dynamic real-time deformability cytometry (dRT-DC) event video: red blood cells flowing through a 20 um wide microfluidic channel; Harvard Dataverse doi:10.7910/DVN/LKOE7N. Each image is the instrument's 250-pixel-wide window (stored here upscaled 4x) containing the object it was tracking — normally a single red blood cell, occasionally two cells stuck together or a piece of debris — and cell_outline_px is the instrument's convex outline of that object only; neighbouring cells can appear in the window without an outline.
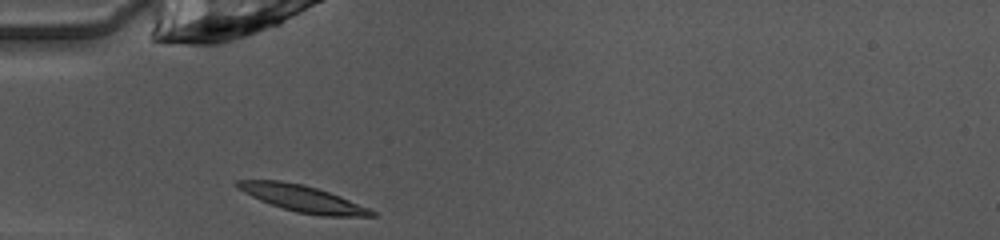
{"species": "common noctule bat (a hibernating species)", "species_latin": "Nyctalus noctula", "temperature_condition": "warm", "stored_images_in_passage": 35, "camera_frame_rate_fps": 3000, "um_per_image_px": 0.085, "animal": {"sex": "female", "body_mass_g": 10.0, "forearm_length_mm": 53.1}, "frame": {"image": 1, "passage_image": 1, "time_ms": 0.0, "image_size_px": [1000, 240], "cell_outline_px": [[376, 216], [320, 216], [296, 212], [260, 200], [236, 188], [236, 180], [280, 180], [304, 184], [340, 196], [368, 208], [376, 212]], "centroid_in_image_um": [25.71, 16.87], "position_along_channel_um": 59.3, "area_um2": 20.52}}
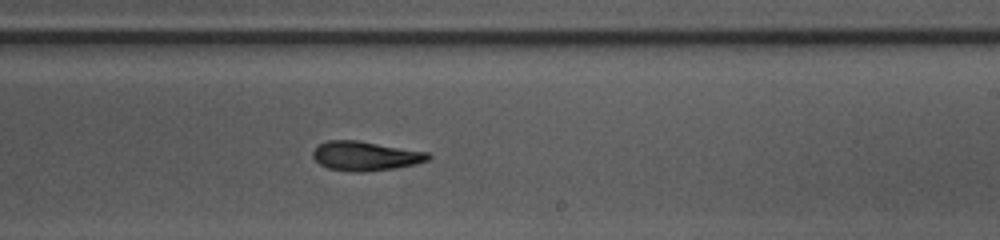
{"frame": {"image": 2, "passage_image": 16, "time_ms": 5.0, "image_size_px": [1000, 240], "cell_outline_px": [[432, 156], [428, 160], [416, 164], [396, 168], [364, 172], [352, 172], [328, 168], [320, 164], [312, 156], [312, 152], [320, 144], [328, 140], [360, 140], [428, 152]], "centroid_in_image_um": [31.08, 13.25], "position_along_channel_um": 257.9, "area_um2": 19.83}}
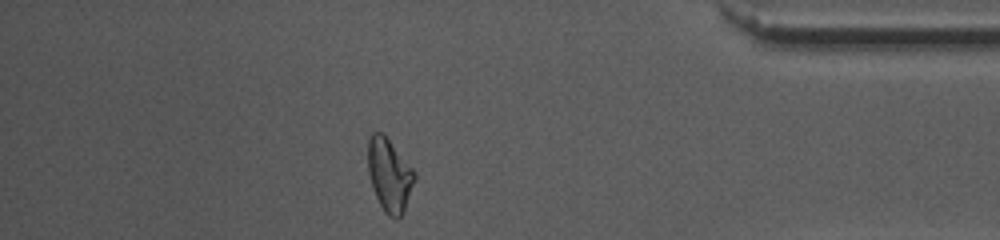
{"frame": {"image": 3, "passage_image": 29, "time_ms": 9.333, "image_size_px": [1000, 240], "cell_outline_px": [[416, 180], [404, 212], [396, 220], [388, 216], [384, 212], [376, 196], [368, 172], [368, 140], [372, 132], [380, 132], [388, 140], [416, 172]], "centroid_in_image_um": [33.12, 14.92], "position_along_channel_um": 402.1, "area_um2": 19.71}, "authors_computed_cell_mechanics": {"area_um2": 19.941, "velocity_mm_per_s": 4.0462, "shape_relaxation_time_tau1_ms": 4.076, "shape_relaxation_time_tau2_ms": 2.8901, "deformation_change_tau1": 0.1627, "deformation_change_tau2": 0.1168}}